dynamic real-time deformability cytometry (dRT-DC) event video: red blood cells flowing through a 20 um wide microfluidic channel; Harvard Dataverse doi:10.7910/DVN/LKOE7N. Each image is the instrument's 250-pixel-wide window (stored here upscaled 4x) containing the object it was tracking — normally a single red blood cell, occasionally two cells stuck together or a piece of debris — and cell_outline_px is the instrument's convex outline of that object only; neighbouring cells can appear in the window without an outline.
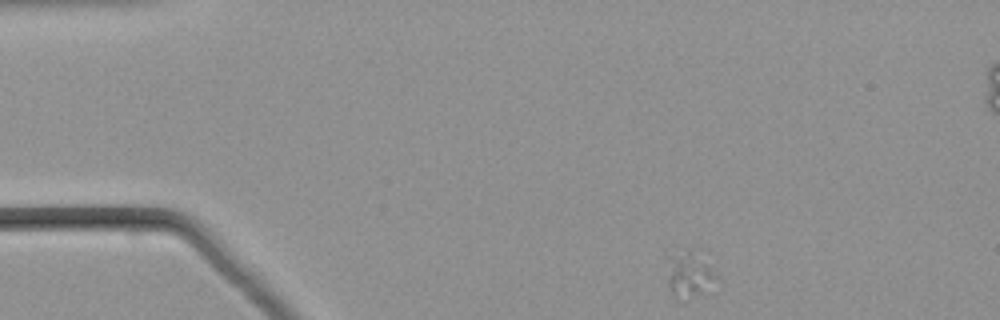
{"species": "common noctule bat (a hibernating species)", "species_latin": "Nyctalus noctula", "temperature_condition": "warm", "stored_images_in_passage": 48, "camera_frame_rate_fps": 3000, "um_per_image_px": 0.085, "animal": {"sex": "male", "body_mass_g": 21.5, "forearm_length_mm": 52.0}, "frame": {"image": 1, "passage_image": 1, "time_ms": 0.0, "image_size_px": [1000, 320], "cell_outline_px": [[716, 276], [696, 292], [680, 300], [676, 300], [668, 284], [664, 256], [664, 252], [688, 248], [700, 248]], "centroid_in_image_um": [58.41, 23.08], "position_along_channel_um": 26.6, "area_um2": 13.47}}
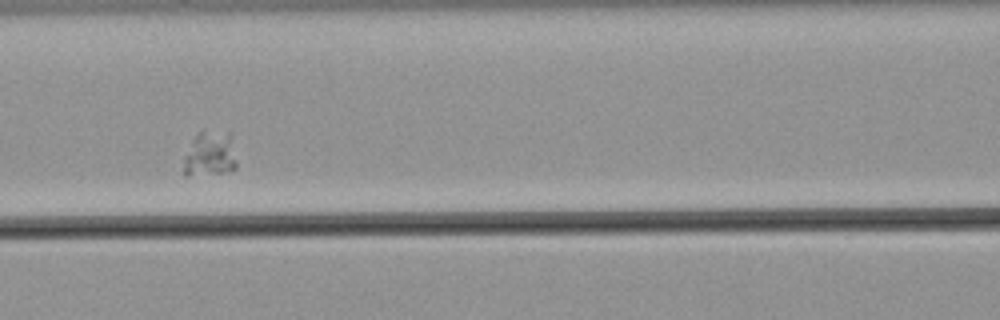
{"frame": {"image": 2, "passage_image": 17, "time_ms": 5.333, "image_size_px": [1000, 320], "cell_outline_px": [[236, 168], [224, 172], [188, 176], [184, 176], [184, 156], [196, 132], [204, 128], [232, 132], [236, 160]], "centroid_in_image_um": [17.86, 13.01], "position_along_channel_um": 148.7, "area_um2": 14.57}}
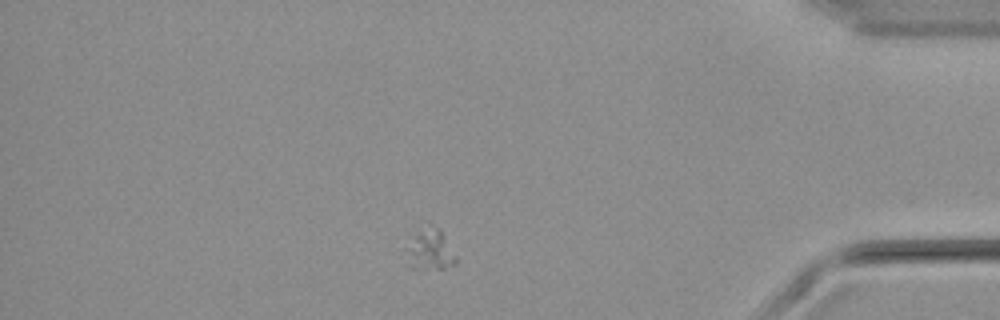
{"frame": {"image": 3, "passage_image": 40, "time_ms": 13.0, "image_size_px": [1000, 320], "cell_outline_px": [[456, 264], [444, 268], [420, 272], [412, 268], [404, 248], [428, 220], [440, 228], [456, 256]], "centroid_in_image_um": [36.54, 21.22], "position_along_channel_um": 398.7, "area_um2": 12.43}}